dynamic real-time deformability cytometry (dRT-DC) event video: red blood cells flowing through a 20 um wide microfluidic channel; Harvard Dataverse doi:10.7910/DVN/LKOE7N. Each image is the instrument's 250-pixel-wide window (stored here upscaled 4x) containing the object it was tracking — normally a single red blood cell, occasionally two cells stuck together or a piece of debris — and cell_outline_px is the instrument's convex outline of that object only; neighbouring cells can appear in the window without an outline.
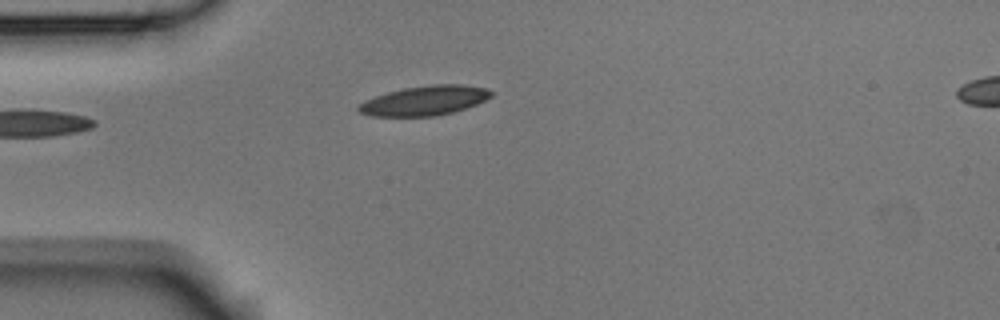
{"species": "Egyptian fruit bat (a non-hibernating species)", "species_latin": "Rousettus aegyptiacus", "temperature_condition": "room temperature", "stored_images_in_passage": 5, "segment_of_instrument_passage": [1, 2], "camera_frame_rate_fps": 3000, "um_per_image_px": 0.085, "animal": {"sex": "male"}, "frame": {"image": 1, "passage_image": 4, "time_ms": 1.0, "image_size_px": [1000, 320], "cell_outline_px": [[492, 96], [476, 104], [452, 112], [436, 116], [372, 116], [360, 112], [356, 108], [364, 100], [388, 92], [404, 88], [432, 84], [460, 84], [484, 88], [492, 92]], "centroid_in_image_um": [36.07, 8.55], "position_along_channel_um": 48.9, "area_um2": 22.6}}